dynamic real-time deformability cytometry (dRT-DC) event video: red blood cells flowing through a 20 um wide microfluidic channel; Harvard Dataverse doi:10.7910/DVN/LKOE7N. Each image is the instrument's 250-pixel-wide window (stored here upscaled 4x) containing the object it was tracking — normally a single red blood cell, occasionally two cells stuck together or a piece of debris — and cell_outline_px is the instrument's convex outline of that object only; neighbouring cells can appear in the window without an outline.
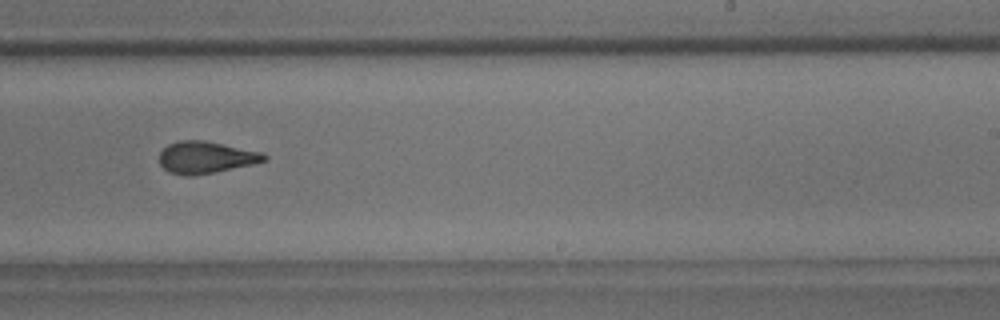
{"species": "common noctule bat (a hibernating species)", "species_latin": "Nyctalus noctula", "temperature_condition": "room temperature", "stored_images_in_passage": 9, "camera_frame_rate_fps": 3000, "um_per_image_px": 0.085, "animal": {"sex": "male", "body_mass_g": 18.8}, "frame": {"image": 1, "passage_image": 9, "time_ms": 9.667, "image_size_px": [1000, 320], "cell_outline_px": [[268, 160], [252, 164], [216, 172], [192, 176], [188, 176], [168, 172], [160, 164], [160, 152], [168, 144], [180, 140], [204, 140], [260, 152], [268, 156]], "centroid_in_image_um": [17.48, 13.38], "position_along_channel_um": 271.5, "area_um2": 19.42}}